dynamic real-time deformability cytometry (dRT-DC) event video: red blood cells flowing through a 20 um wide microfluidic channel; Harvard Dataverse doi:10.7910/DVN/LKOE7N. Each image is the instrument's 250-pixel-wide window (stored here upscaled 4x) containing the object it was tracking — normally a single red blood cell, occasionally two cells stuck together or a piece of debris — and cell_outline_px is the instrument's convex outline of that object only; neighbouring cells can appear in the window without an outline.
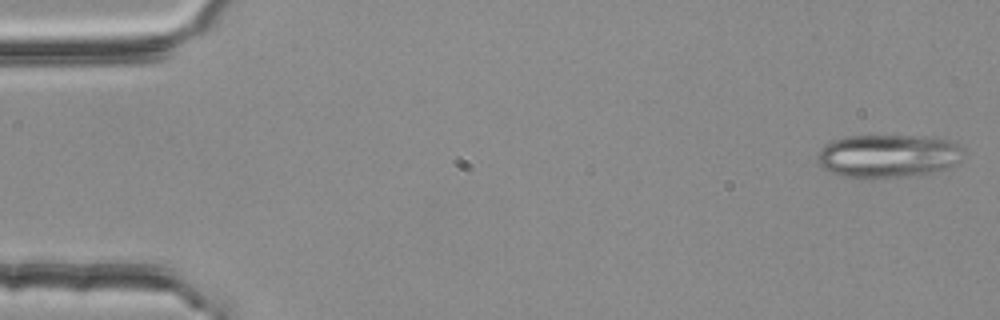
{"species": "common noctule bat (a hibernating species)", "species_latin": "Nyctalus noctula", "temperature_condition": "room temperature", "stored_images_in_passage": 3, "camera_frame_rate_fps": 3000, "um_per_image_px": 0.085, "animal": {"sex": "female", "body_mass_g": 25.1}, "frame": {"image": 1, "passage_image": 1, "time_ms": 0.0, "image_size_px": [1000, 320], "cell_outline_px": [[960, 164], [948, 168], [928, 172], [892, 176], [844, 176], [832, 172], [824, 168], [820, 164], [816, 156], [820, 148], [824, 144], [832, 140], [848, 136], [936, 136], [948, 140], [956, 144], [960, 148]], "centroid_in_image_um": [75.47, 13.21], "position_along_channel_um": 9.5, "area_um2": 35.95}}